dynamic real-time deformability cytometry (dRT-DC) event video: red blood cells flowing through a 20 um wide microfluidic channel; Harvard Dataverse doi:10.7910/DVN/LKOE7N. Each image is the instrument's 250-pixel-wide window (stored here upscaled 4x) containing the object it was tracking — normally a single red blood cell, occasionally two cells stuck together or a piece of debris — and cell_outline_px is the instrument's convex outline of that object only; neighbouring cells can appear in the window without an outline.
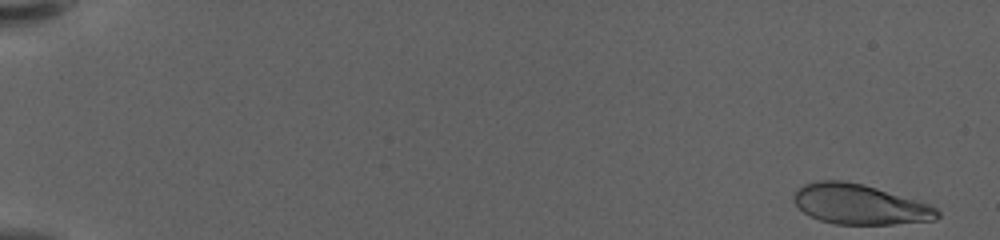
{"species": "human", "species_latin": "Homo sapiens", "temperature_condition": "warm", "stored_images_in_passage": 57, "camera_frame_rate_fps": 3000, "um_per_image_px": 0.085, "donor": {"sex": "female"}, "frame": {"image": 1, "passage_image": 1, "time_ms": 0.0, "image_size_px": [1000, 240], "cell_outline_px": [[940, 216], [936, 220], [892, 224], [836, 224], [820, 220], [808, 216], [792, 200], [792, 196], [796, 188], [804, 184], [816, 180], [840, 180], [864, 184], [932, 204], [940, 212]], "centroid_in_image_um": [73.07, 17.36], "position_along_channel_um": 11.9, "area_um2": 33.93}}
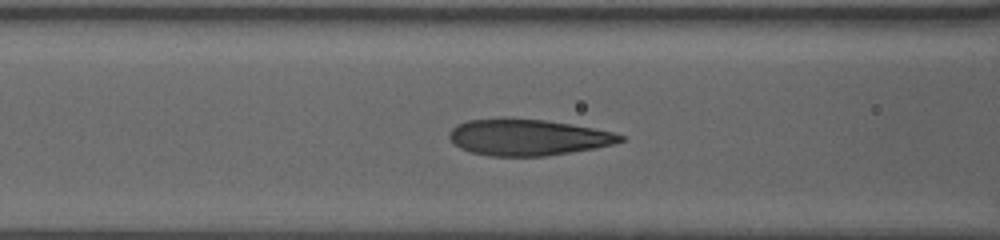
{"frame": {"image": 2, "passage_image": 25, "time_ms": 8.0, "image_size_px": [1000, 240], "cell_outline_px": [[624, 140], [612, 144], [596, 148], [544, 156], [488, 156], [468, 152], [460, 148], [448, 136], [448, 132], [456, 124], [468, 120], [544, 120], [592, 128], [612, 132], [624, 136]], "centroid_in_image_um": [44.84, 11.7], "position_along_channel_um": 121.8, "area_um2": 35.37}}
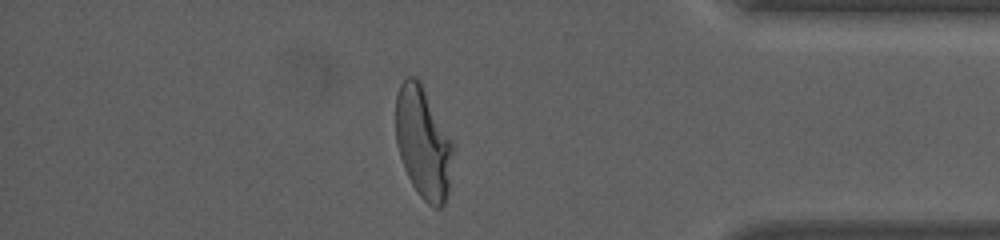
{"frame": {"image": 3, "passage_image": 50, "time_ms": 16.333, "image_size_px": [1000, 240], "cell_outline_px": [[456, 144], [448, 192], [444, 204], [440, 208], [436, 208], [428, 204], [416, 192], [404, 168], [396, 144], [396, 96], [400, 84], [408, 76], [412, 76], [420, 80]], "centroid_in_image_um": [36.01, 12.13], "position_along_channel_um": 399.2, "area_um2": 38.03}, "authors_computed_cell_mechanics": {"area_um2": 36.0094, "velocity_mm_per_s": 3.6026, "shape_relaxation_time_tau1_ms": 5.1947, "shape_relaxation_time_tau2_ms": null, "deformation_change_tau1": 0.2294, "deformation_change_tau2": null}}